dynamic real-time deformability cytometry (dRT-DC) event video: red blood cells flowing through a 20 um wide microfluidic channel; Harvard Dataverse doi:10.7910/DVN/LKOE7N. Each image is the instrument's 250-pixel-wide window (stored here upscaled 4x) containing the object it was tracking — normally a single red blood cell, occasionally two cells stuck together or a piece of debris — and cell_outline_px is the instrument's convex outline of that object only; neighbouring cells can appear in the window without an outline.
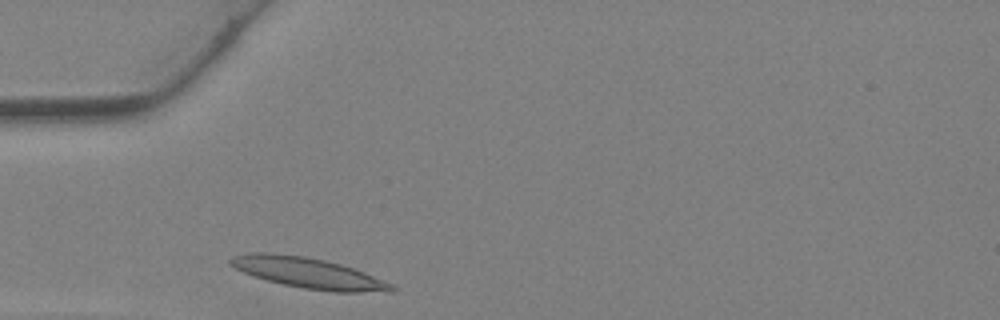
{"species": "Egyptian fruit bat (a non-hibernating species)", "species_latin": "Rousettus aegyptiacus", "temperature_condition": "warm", "stored_images_in_passage": 19, "camera_frame_rate_fps": 3000, "um_per_image_px": 0.085, "animal": {"sex": "female"}, "frame": {"image": 1, "passage_image": 1, "time_ms": 0.0, "image_size_px": [1000, 320], "cell_outline_px": [[396, 292], [332, 292], [304, 288], [284, 284], [268, 280], [244, 272], [228, 264], [228, 260], [232, 256], [252, 252], [272, 252], [304, 256], [324, 260], [340, 264], [364, 272], [384, 280], [392, 284], [396, 288]], "centroid_in_image_um": [26.23, 23.2], "position_along_channel_um": 58.8, "area_um2": 28.67}}
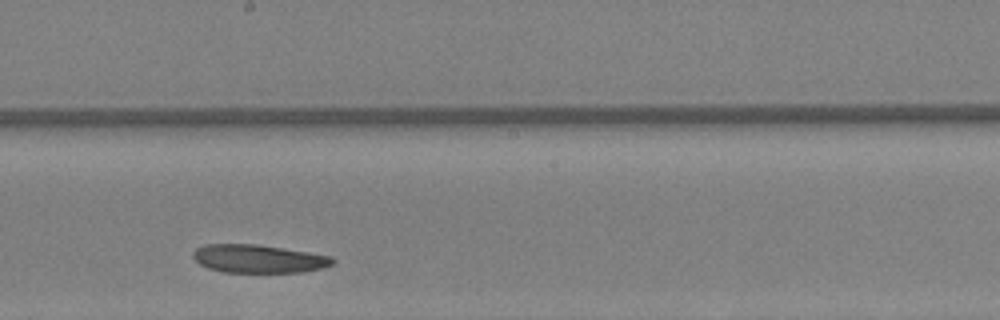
{"frame": {"image": 2, "passage_image": 11, "time_ms": 3.333, "image_size_px": [1000, 320], "cell_outline_px": [[336, 260], [332, 264], [324, 268], [300, 272], [224, 272], [208, 268], [200, 264], [192, 256], [192, 252], [196, 248], [204, 244], [256, 244], [332, 256]], "centroid_in_image_um": [21.96, 21.99], "position_along_channel_um": 226.2, "area_um2": 22.89}}
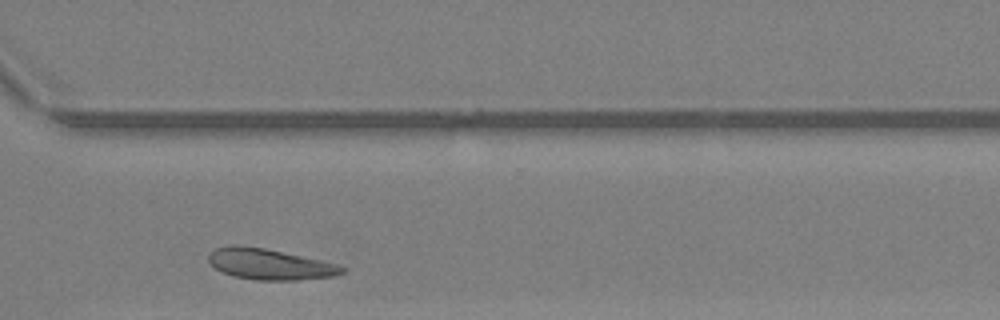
{"frame": {"image": 3, "passage_image": 18, "time_ms": 5.667, "image_size_px": [1000, 320], "cell_outline_px": [[348, 268], [344, 272], [332, 276], [296, 280], [256, 280], [232, 276], [220, 272], [208, 260], [208, 252], [216, 248], [264, 248], [340, 264]], "centroid_in_image_um": [22.99, 22.5], "position_along_channel_um": 347.6, "area_um2": 23.41}}